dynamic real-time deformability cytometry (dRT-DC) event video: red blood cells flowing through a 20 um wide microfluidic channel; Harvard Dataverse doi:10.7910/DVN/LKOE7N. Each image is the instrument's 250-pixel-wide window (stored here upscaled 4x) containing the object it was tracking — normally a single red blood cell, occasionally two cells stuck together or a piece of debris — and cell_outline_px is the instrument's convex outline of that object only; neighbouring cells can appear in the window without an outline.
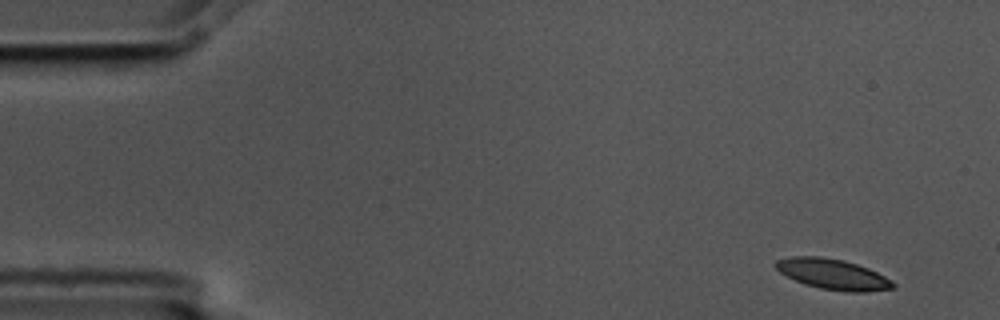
{"species": "common noctule bat (a hibernating species)", "species_latin": "Nyctalus noctula", "temperature_condition": "cold", "stored_images_in_passage": 5, "camera_frame_rate_fps": 3000, "um_per_image_px": 0.085, "animal": {"sex": "male", "body_mass_g": 17.5, "forearm_length_mm": 52.3}, "frame": {"image": 1, "passage_image": 1, "time_ms": 0.0, "image_size_px": [1000, 320], "cell_outline_px": [[896, 288], [864, 292], [848, 292], [820, 288], [804, 284], [780, 272], [772, 264], [776, 260], [792, 256], [820, 256], [844, 260], [868, 268], [892, 280], [896, 284]], "centroid_in_image_um": [70.8, 23.3], "position_along_channel_um": 14.2, "area_um2": 20.87}}
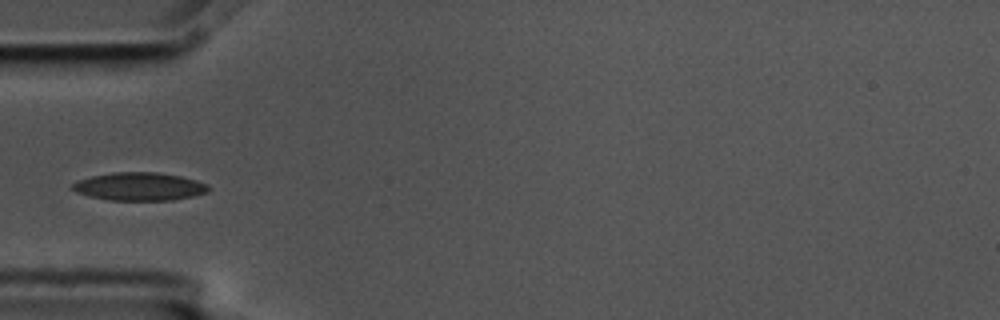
{"frame": {"image": 2, "passage_image": 4, "time_ms": 1.0, "image_size_px": [1000, 320], "cell_outline_px": [[208, 192], [192, 196], [172, 200], [108, 200], [88, 196], [76, 192], [68, 188], [72, 184], [80, 180], [92, 176], [112, 172], [156, 172], [180, 176], [196, 180], [208, 184]], "centroid_in_image_um": [11.82, 15.85], "position_along_channel_um": 73.2, "area_um2": 22.25}}